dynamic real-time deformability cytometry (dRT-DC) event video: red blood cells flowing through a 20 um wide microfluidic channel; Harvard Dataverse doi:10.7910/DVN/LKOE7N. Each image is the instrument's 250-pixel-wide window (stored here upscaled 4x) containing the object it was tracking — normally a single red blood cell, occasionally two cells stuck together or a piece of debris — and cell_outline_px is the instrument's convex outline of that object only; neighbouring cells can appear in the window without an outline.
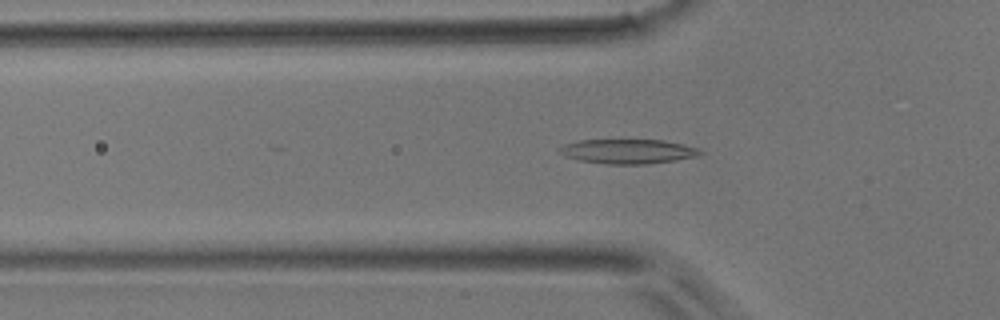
{"species": "common noctule bat (a hibernating species)", "species_latin": "Nyctalus noctula", "temperature_condition": "room temperature", "stored_images_in_passage": 8, "camera_frame_rate_fps": 3000, "um_per_image_px": 0.085, "animal": {"sex": "male", "body_mass_g": 17.9}, "frame": {"image": 1, "passage_image": 2, "time_ms": 0.333, "image_size_px": [1000, 320], "cell_outline_px": [[704, 152], [696, 156], [676, 160], [648, 164], [604, 164], [580, 160], [564, 156], [560, 152], [560, 148], [564, 144], [580, 140], [664, 140], [684, 144], [700, 148]], "centroid_in_image_um": [53.41, 12.87], "position_along_channel_um": 72.4, "area_um2": 20.11}}
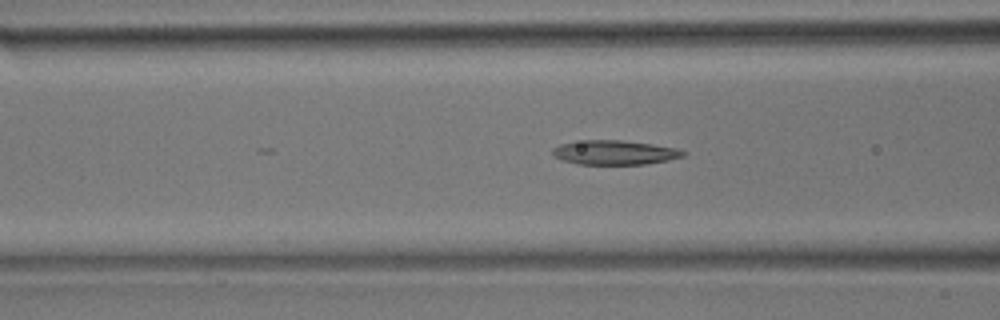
{"frame": {"image": 2, "passage_image": 5, "time_ms": 1.333, "image_size_px": [1000, 320], "cell_outline_px": [[688, 152], [684, 156], [668, 160], [644, 164], [576, 164], [560, 160], [552, 156], [552, 148], [560, 144], [584, 140], [620, 140], [652, 144], [676, 148]], "centroid_in_image_um": [52.21, 12.96], "position_along_channel_um": 114.4, "area_um2": 18.61}}
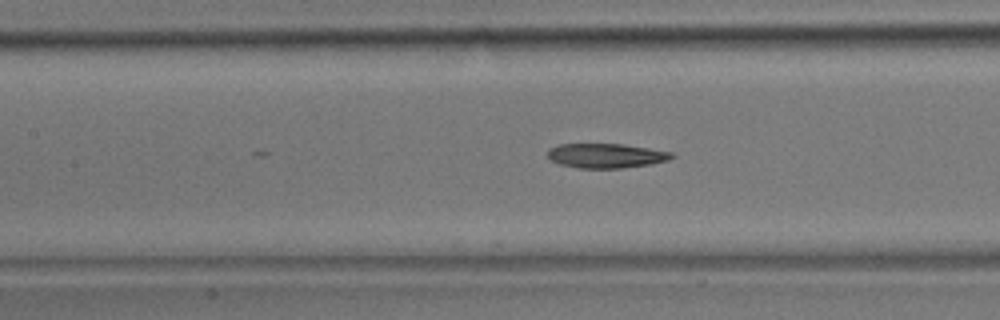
{"frame": {"image": 3, "passage_image": 8, "time_ms": 2.333, "image_size_px": [1000, 320], "cell_outline_px": [[676, 156], [668, 160], [652, 164], [624, 168], [576, 168], [560, 164], [552, 160], [548, 156], [548, 148], [560, 144], [624, 144], [672, 152]], "centroid_in_image_um": [51.54, 13.23], "position_along_channel_um": 155.9, "area_um2": 17.8}}